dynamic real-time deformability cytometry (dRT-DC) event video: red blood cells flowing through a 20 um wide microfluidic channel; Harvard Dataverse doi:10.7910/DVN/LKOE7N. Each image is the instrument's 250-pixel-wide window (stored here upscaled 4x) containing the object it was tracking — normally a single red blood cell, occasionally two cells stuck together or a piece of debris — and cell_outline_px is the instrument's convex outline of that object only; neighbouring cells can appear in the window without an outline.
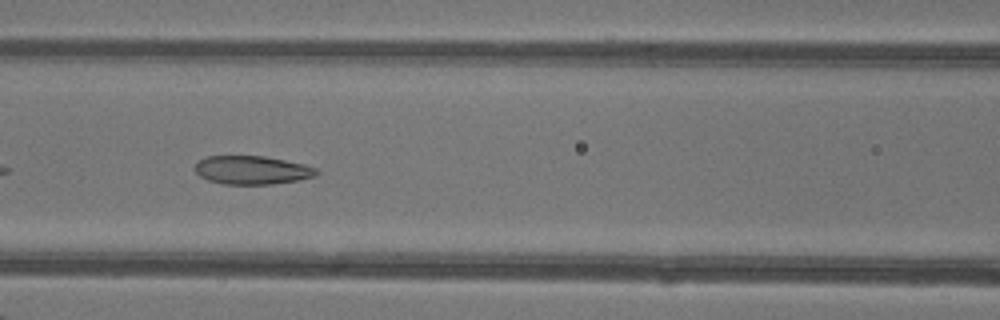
{"species": "common noctule bat (a hibernating species)", "species_latin": "Nyctalus noctula", "temperature_condition": "warm", "stored_images_in_passage": 48, "camera_frame_rate_fps": 3000, "um_per_image_px": 0.085, "animal": {"sex": "female"}, "frame": {"image": 1, "passage_image": 22, "time_ms": 7.0, "image_size_px": [1000, 320], "cell_outline_px": [[320, 172], [316, 176], [300, 180], [272, 184], [224, 184], [208, 180], [200, 176], [192, 168], [200, 160], [208, 156], [264, 156], [304, 164], [316, 168]], "centroid_in_image_um": [21.44, 14.46], "position_along_channel_um": 145.2, "area_um2": 20.23}}
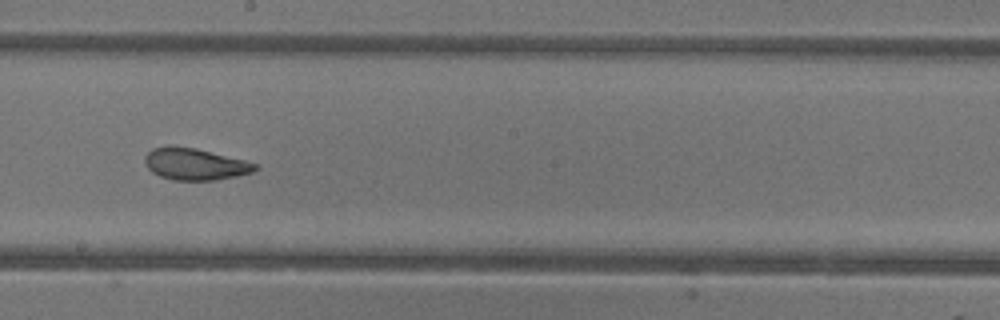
{"frame": {"image": 2, "passage_image": 28, "time_ms": 9.0, "image_size_px": [1000, 320], "cell_outline_px": [[260, 168], [252, 172], [236, 176], [216, 180], [172, 180], [160, 176], [152, 172], [148, 168], [144, 160], [144, 156], [152, 148], [196, 148], [244, 160], [256, 164]], "centroid_in_image_um": [16.6, 13.98], "position_along_channel_um": 231.6, "area_um2": 19.94}}
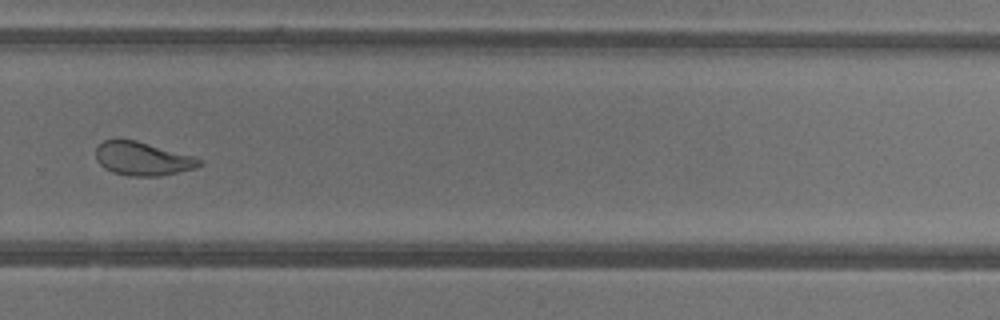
{"frame": {"image": 3, "passage_image": 34, "time_ms": 11.0, "image_size_px": [1000, 320], "cell_outline_px": [[204, 164], [196, 168], [160, 176], [128, 176], [112, 172], [104, 168], [96, 160], [96, 148], [104, 140], [136, 140], [196, 156], [204, 160]], "centroid_in_image_um": [12.18, 13.5], "position_along_channel_um": 317.6, "area_um2": 20.46}, "authors_computed_cell_mechanics": {"area_um2": 24.3338, "velocity_mm_per_s": 4.3161, "shape_relaxation_time_tau1_ms": null, "shape_relaxation_time_tau2_ms": 1.481, "deformation_change_tau1": null, "deformation_change_tau2": 0.0718}}